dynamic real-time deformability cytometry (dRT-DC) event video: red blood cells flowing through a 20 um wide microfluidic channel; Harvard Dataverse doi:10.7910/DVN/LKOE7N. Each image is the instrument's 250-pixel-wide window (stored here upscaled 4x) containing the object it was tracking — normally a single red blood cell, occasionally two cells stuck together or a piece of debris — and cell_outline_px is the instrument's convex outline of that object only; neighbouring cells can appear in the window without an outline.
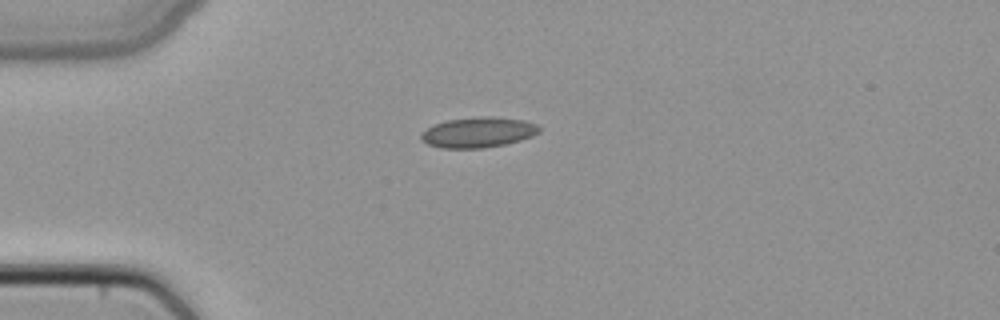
{"species": "common noctule bat (a hibernating species)", "species_latin": "Nyctalus noctula", "temperature_condition": "cold", "stored_images_in_passage": 37, "camera_frame_rate_fps": 3000, "um_per_image_px": 0.085, "animal": {"sex": "female", "body_mass_g": 22.7, "forearm_length_mm": 54.2}, "frame": {"image": 1, "passage_image": 1, "time_ms": 0.0, "image_size_px": [1000, 320], "cell_outline_px": [[540, 132], [532, 136], [520, 140], [504, 144], [480, 148], [440, 148], [428, 144], [420, 140], [420, 132], [436, 124], [448, 120], [480, 116], [496, 116], [524, 120], [536, 124], [540, 128]], "centroid_in_image_um": [40.64, 11.24], "position_along_channel_um": 44.4, "area_um2": 20.92}}
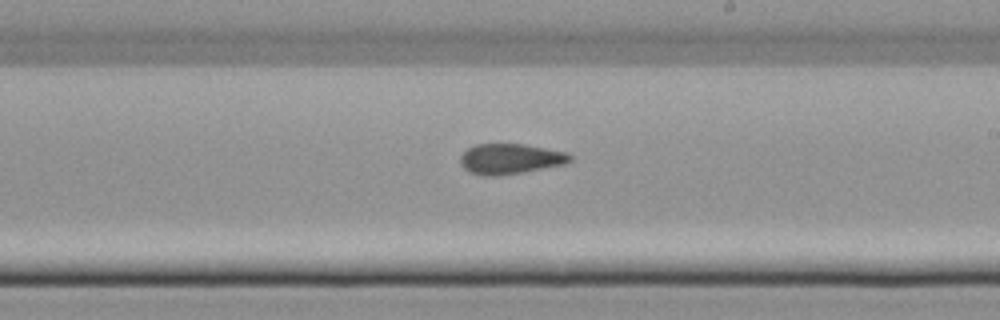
{"frame": {"image": 2, "passage_image": 17, "time_ms": 5.333, "image_size_px": [1000, 320], "cell_outline_px": [[572, 160], [564, 164], [524, 172], [500, 176], [484, 176], [468, 172], [460, 164], [460, 156], [468, 148], [476, 144], [524, 144], [568, 152], [572, 156]], "centroid_in_image_um": [43.37, 13.51], "position_along_channel_um": 245.6, "area_um2": 19.59}}
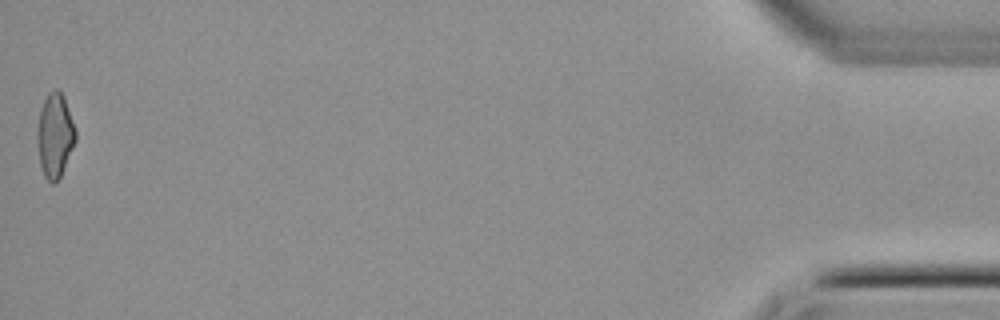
{"frame": {"image": 3, "passage_image": 37, "time_ms": 12.0, "image_size_px": [1000, 320], "cell_outline_px": [[76, 140], [60, 176], [52, 184], [44, 176], [40, 164], [36, 140], [36, 132], [40, 108], [48, 92], [56, 88], [64, 96], [76, 132]], "centroid_in_image_um": [4.64, 11.48], "position_along_channel_um": 430.6, "area_um2": 18.73}}